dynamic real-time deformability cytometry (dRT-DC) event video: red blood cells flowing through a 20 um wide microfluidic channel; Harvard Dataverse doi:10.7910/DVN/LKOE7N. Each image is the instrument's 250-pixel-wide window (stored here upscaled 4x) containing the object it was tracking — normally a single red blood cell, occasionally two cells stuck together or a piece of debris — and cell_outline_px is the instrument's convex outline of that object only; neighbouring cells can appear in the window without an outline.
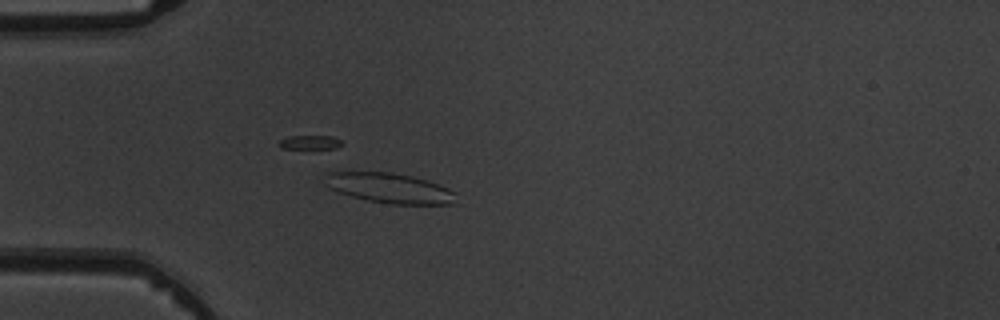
{"species": "common noctule bat (a hibernating species)", "species_latin": "Nyctalus noctula", "temperature_condition": "warm", "stored_images_in_passage": 6, "camera_frame_rate_fps": 3000, "um_per_image_px": 0.085, "animal": {"sex": "male", "body_mass_g": 19.5, "forearm_length_mm": 54.6}, "frame": {"image": 1, "passage_image": 5, "time_ms": 5.667, "image_size_px": [1000, 320], "cell_outline_px": [[456, 192], [452, 204], [392, 204], [368, 200], [336, 192], [328, 188], [324, 184], [324, 172], [392, 172], [412, 176], [448, 188]], "centroid_in_image_um": [33.03, 15.98], "position_along_channel_um": 52.0, "area_um2": 22.89}}